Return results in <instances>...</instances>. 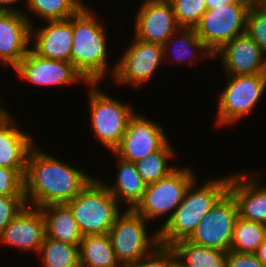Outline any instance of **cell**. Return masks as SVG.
<instances>
[{
	"label": "cell",
	"instance_id": "1",
	"mask_svg": "<svg viewBox=\"0 0 266 267\" xmlns=\"http://www.w3.org/2000/svg\"><path fill=\"white\" fill-rule=\"evenodd\" d=\"M94 178L85 170L62 162L34 145L28 155L24 195L28 206L66 204Z\"/></svg>",
	"mask_w": 266,
	"mask_h": 267
},
{
	"label": "cell",
	"instance_id": "2",
	"mask_svg": "<svg viewBox=\"0 0 266 267\" xmlns=\"http://www.w3.org/2000/svg\"><path fill=\"white\" fill-rule=\"evenodd\" d=\"M97 15L84 5L71 16L73 45L70 62L87 83H100L110 74L107 30Z\"/></svg>",
	"mask_w": 266,
	"mask_h": 267
},
{
	"label": "cell",
	"instance_id": "3",
	"mask_svg": "<svg viewBox=\"0 0 266 267\" xmlns=\"http://www.w3.org/2000/svg\"><path fill=\"white\" fill-rule=\"evenodd\" d=\"M197 179L199 178L196 177L185 191L183 200L172 217L158 230L159 244L170 246L176 241L188 239L198 223L228 191L229 175L211 178L202 185Z\"/></svg>",
	"mask_w": 266,
	"mask_h": 267
},
{
	"label": "cell",
	"instance_id": "4",
	"mask_svg": "<svg viewBox=\"0 0 266 267\" xmlns=\"http://www.w3.org/2000/svg\"><path fill=\"white\" fill-rule=\"evenodd\" d=\"M95 177L97 176H94L73 200L66 203L83 236L108 234L122 211L104 181Z\"/></svg>",
	"mask_w": 266,
	"mask_h": 267
},
{
	"label": "cell",
	"instance_id": "5",
	"mask_svg": "<svg viewBox=\"0 0 266 267\" xmlns=\"http://www.w3.org/2000/svg\"><path fill=\"white\" fill-rule=\"evenodd\" d=\"M90 130L101 144L113 152L123 137L129 120L136 113L129 106L98 88L99 83H88ZM100 89V90H99Z\"/></svg>",
	"mask_w": 266,
	"mask_h": 267
},
{
	"label": "cell",
	"instance_id": "6",
	"mask_svg": "<svg viewBox=\"0 0 266 267\" xmlns=\"http://www.w3.org/2000/svg\"><path fill=\"white\" fill-rule=\"evenodd\" d=\"M224 89L218 95L217 126L234 125L255 110L266 92L264 73L226 75Z\"/></svg>",
	"mask_w": 266,
	"mask_h": 267
},
{
	"label": "cell",
	"instance_id": "7",
	"mask_svg": "<svg viewBox=\"0 0 266 267\" xmlns=\"http://www.w3.org/2000/svg\"><path fill=\"white\" fill-rule=\"evenodd\" d=\"M194 175L190 166H181L157 182L146 184L143 197L134 210L148 222L167 215L160 225L162 227L182 202L185 191L196 178Z\"/></svg>",
	"mask_w": 266,
	"mask_h": 267
},
{
	"label": "cell",
	"instance_id": "8",
	"mask_svg": "<svg viewBox=\"0 0 266 267\" xmlns=\"http://www.w3.org/2000/svg\"><path fill=\"white\" fill-rule=\"evenodd\" d=\"M147 224L149 222L134 209L123 210L116 217L108 235L123 267L137 262L159 245L158 230L152 236L148 235Z\"/></svg>",
	"mask_w": 266,
	"mask_h": 267
},
{
	"label": "cell",
	"instance_id": "9",
	"mask_svg": "<svg viewBox=\"0 0 266 267\" xmlns=\"http://www.w3.org/2000/svg\"><path fill=\"white\" fill-rule=\"evenodd\" d=\"M251 3H229L207 9L195 31L211 53L246 32V16Z\"/></svg>",
	"mask_w": 266,
	"mask_h": 267
},
{
	"label": "cell",
	"instance_id": "10",
	"mask_svg": "<svg viewBox=\"0 0 266 267\" xmlns=\"http://www.w3.org/2000/svg\"><path fill=\"white\" fill-rule=\"evenodd\" d=\"M130 45L124 49L118 61L112 67L111 78L115 84L139 87L147 84L165 61L162 45L148 43L134 36Z\"/></svg>",
	"mask_w": 266,
	"mask_h": 267
},
{
	"label": "cell",
	"instance_id": "11",
	"mask_svg": "<svg viewBox=\"0 0 266 267\" xmlns=\"http://www.w3.org/2000/svg\"><path fill=\"white\" fill-rule=\"evenodd\" d=\"M238 217L236 201L227 191L198 223L187 240L200 246L230 251Z\"/></svg>",
	"mask_w": 266,
	"mask_h": 267
},
{
	"label": "cell",
	"instance_id": "12",
	"mask_svg": "<svg viewBox=\"0 0 266 267\" xmlns=\"http://www.w3.org/2000/svg\"><path fill=\"white\" fill-rule=\"evenodd\" d=\"M163 126L144 115L134 114L113 155L128 162H137L158 151L168 140Z\"/></svg>",
	"mask_w": 266,
	"mask_h": 267
},
{
	"label": "cell",
	"instance_id": "13",
	"mask_svg": "<svg viewBox=\"0 0 266 267\" xmlns=\"http://www.w3.org/2000/svg\"><path fill=\"white\" fill-rule=\"evenodd\" d=\"M14 70L23 81L37 86L88 84L71 62L38 56L31 49Z\"/></svg>",
	"mask_w": 266,
	"mask_h": 267
},
{
	"label": "cell",
	"instance_id": "14",
	"mask_svg": "<svg viewBox=\"0 0 266 267\" xmlns=\"http://www.w3.org/2000/svg\"><path fill=\"white\" fill-rule=\"evenodd\" d=\"M134 36L163 45L181 27L168 0H143L135 14Z\"/></svg>",
	"mask_w": 266,
	"mask_h": 267
},
{
	"label": "cell",
	"instance_id": "15",
	"mask_svg": "<svg viewBox=\"0 0 266 267\" xmlns=\"http://www.w3.org/2000/svg\"><path fill=\"white\" fill-rule=\"evenodd\" d=\"M264 176L263 173H254V170L230 174L228 191L236 201L240 218L266 225V184L262 181Z\"/></svg>",
	"mask_w": 266,
	"mask_h": 267
},
{
	"label": "cell",
	"instance_id": "16",
	"mask_svg": "<svg viewBox=\"0 0 266 267\" xmlns=\"http://www.w3.org/2000/svg\"><path fill=\"white\" fill-rule=\"evenodd\" d=\"M46 236L45 219L40 208H25L0 233V245L38 255Z\"/></svg>",
	"mask_w": 266,
	"mask_h": 267
},
{
	"label": "cell",
	"instance_id": "17",
	"mask_svg": "<svg viewBox=\"0 0 266 267\" xmlns=\"http://www.w3.org/2000/svg\"><path fill=\"white\" fill-rule=\"evenodd\" d=\"M213 56H219L226 75L264 73L265 54L246 32L223 45Z\"/></svg>",
	"mask_w": 266,
	"mask_h": 267
},
{
	"label": "cell",
	"instance_id": "18",
	"mask_svg": "<svg viewBox=\"0 0 266 267\" xmlns=\"http://www.w3.org/2000/svg\"><path fill=\"white\" fill-rule=\"evenodd\" d=\"M31 25L22 12L0 14V64L13 67L20 63L30 50Z\"/></svg>",
	"mask_w": 266,
	"mask_h": 267
},
{
	"label": "cell",
	"instance_id": "19",
	"mask_svg": "<svg viewBox=\"0 0 266 267\" xmlns=\"http://www.w3.org/2000/svg\"><path fill=\"white\" fill-rule=\"evenodd\" d=\"M35 27L31 26L30 45L33 47L30 49L38 56L70 62L73 45L71 17L46 21L43 26Z\"/></svg>",
	"mask_w": 266,
	"mask_h": 267
},
{
	"label": "cell",
	"instance_id": "20",
	"mask_svg": "<svg viewBox=\"0 0 266 267\" xmlns=\"http://www.w3.org/2000/svg\"><path fill=\"white\" fill-rule=\"evenodd\" d=\"M8 111L0 116V166L15 169L24 177L29 152L36 144Z\"/></svg>",
	"mask_w": 266,
	"mask_h": 267
},
{
	"label": "cell",
	"instance_id": "21",
	"mask_svg": "<svg viewBox=\"0 0 266 267\" xmlns=\"http://www.w3.org/2000/svg\"><path fill=\"white\" fill-rule=\"evenodd\" d=\"M45 219L46 236L72 245H79L83 235L66 204H49L42 206Z\"/></svg>",
	"mask_w": 266,
	"mask_h": 267
},
{
	"label": "cell",
	"instance_id": "22",
	"mask_svg": "<svg viewBox=\"0 0 266 267\" xmlns=\"http://www.w3.org/2000/svg\"><path fill=\"white\" fill-rule=\"evenodd\" d=\"M117 175L113 185L105 186L112 196L119 202H125L126 209H134L141 201L146 184L137 172L135 163L122 160L118 157ZM122 200V201H121Z\"/></svg>",
	"mask_w": 266,
	"mask_h": 267
},
{
	"label": "cell",
	"instance_id": "23",
	"mask_svg": "<svg viewBox=\"0 0 266 267\" xmlns=\"http://www.w3.org/2000/svg\"><path fill=\"white\" fill-rule=\"evenodd\" d=\"M162 49H163V58H167L168 60L167 56L169 51L171 50V52H173L174 54L172 56L175 57L174 58L175 61L177 62L187 61L188 68L189 67L191 68L194 64L195 65L198 64L197 59L198 57L202 56L200 54H203V56L199 58V61L200 60L202 61V59L204 61V59L206 60L209 58L210 59L214 58L213 53L210 52V50L206 47L204 42L199 38L194 28H180L162 45ZM197 54L200 56H198ZM186 58L187 60H185Z\"/></svg>",
	"mask_w": 266,
	"mask_h": 267
},
{
	"label": "cell",
	"instance_id": "24",
	"mask_svg": "<svg viewBox=\"0 0 266 267\" xmlns=\"http://www.w3.org/2000/svg\"><path fill=\"white\" fill-rule=\"evenodd\" d=\"M181 267H225L228 251L200 246L187 239L170 245Z\"/></svg>",
	"mask_w": 266,
	"mask_h": 267
},
{
	"label": "cell",
	"instance_id": "25",
	"mask_svg": "<svg viewBox=\"0 0 266 267\" xmlns=\"http://www.w3.org/2000/svg\"><path fill=\"white\" fill-rule=\"evenodd\" d=\"M80 267H123L108 234L84 235L79 244Z\"/></svg>",
	"mask_w": 266,
	"mask_h": 267
},
{
	"label": "cell",
	"instance_id": "26",
	"mask_svg": "<svg viewBox=\"0 0 266 267\" xmlns=\"http://www.w3.org/2000/svg\"><path fill=\"white\" fill-rule=\"evenodd\" d=\"M172 143L168 140L158 151L135 162L137 172L145 184L157 182L167 176L177 166L170 165L171 159L176 157Z\"/></svg>",
	"mask_w": 266,
	"mask_h": 267
},
{
	"label": "cell",
	"instance_id": "27",
	"mask_svg": "<svg viewBox=\"0 0 266 267\" xmlns=\"http://www.w3.org/2000/svg\"><path fill=\"white\" fill-rule=\"evenodd\" d=\"M81 1L83 0H26L27 11L24 10L23 13L31 26L34 23L30 19V14H26L29 11L45 22L65 20L75 15L85 5Z\"/></svg>",
	"mask_w": 266,
	"mask_h": 267
},
{
	"label": "cell",
	"instance_id": "28",
	"mask_svg": "<svg viewBox=\"0 0 266 267\" xmlns=\"http://www.w3.org/2000/svg\"><path fill=\"white\" fill-rule=\"evenodd\" d=\"M38 258L43 267H80L79 245L59 242L45 236Z\"/></svg>",
	"mask_w": 266,
	"mask_h": 267
},
{
	"label": "cell",
	"instance_id": "29",
	"mask_svg": "<svg viewBox=\"0 0 266 267\" xmlns=\"http://www.w3.org/2000/svg\"><path fill=\"white\" fill-rule=\"evenodd\" d=\"M266 239V225L237 218L230 251L254 254Z\"/></svg>",
	"mask_w": 266,
	"mask_h": 267
},
{
	"label": "cell",
	"instance_id": "30",
	"mask_svg": "<svg viewBox=\"0 0 266 267\" xmlns=\"http://www.w3.org/2000/svg\"><path fill=\"white\" fill-rule=\"evenodd\" d=\"M181 28H195L207 10L205 0H168Z\"/></svg>",
	"mask_w": 266,
	"mask_h": 267
},
{
	"label": "cell",
	"instance_id": "31",
	"mask_svg": "<svg viewBox=\"0 0 266 267\" xmlns=\"http://www.w3.org/2000/svg\"><path fill=\"white\" fill-rule=\"evenodd\" d=\"M246 33L260 46L266 55V8L251 4L246 16Z\"/></svg>",
	"mask_w": 266,
	"mask_h": 267
},
{
	"label": "cell",
	"instance_id": "32",
	"mask_svg": "<svg viewBox=\"0 0 266 267\" xmlns=\"http://www.w3.org/2000/svg\"><path fill=\"white\" fill-rule=\"evenodd\" d=\"M176 263L170 246L159 244L150 253L128 267H172Z\"/></svg>",
	"mask_w": 266,
	"mask_h": 267
},
{
	"label": "cell",
	"instance_id": "33",
	"mask_svg": "<svg viewBox=\"0 0 266 267\" xmlns=\"http://www.w3.org/2000/svg\"><path fill=\"white\" fill-rule=\"evenodd\" d=\"M25 196L24 177L15 169L0 166V197Z\"/></svg>",
	"mask_w": 266,
	"mask_h": 267
},
{
	"label": "cell",
	"instance_id": "34",
	"mask_svg": "<svg viewBox=\"0 0 266 267\" xmlns=\"http://www.w3.org/2000/svg\"><path fill=\"white\" fill-rule=\"evenodd\" d=\"M27 205L25 196L0 197V233Z\"/></svg>",
	"mask_w": 266,
	"mask_h": 267
},
{
	"label": "cell",
	"instance_id": "35",
	"mask_svg": "<svg viewBox=\"0 0 266 267\" xmlns=\"http://www.w3.org/2000/svg\"><path fill=\"white\" fill-rule=\"evenodd\" d=\"M225 267H265L252 253L228 251Z\"/></svg>",
	"mask_w": 266,
	"mask_h": 267
},
{
	"label": "cell",
	"instance_id": "36",
	"mask_svg": "<svg viewBox=\"0 0 266 267\" xmlns=\"http://www.w3.org/2000/svg\"><path fill=\"white\" fill-rule=\"evenodd\" d=\"M22 0H0V9L3 12H19L22 13L24 10L16 8L17 3H20ZM26 1V0H23ZM15 5V6H13Z\"/></svg>",
	"mask_w": 266,
	"mask_h": 267
},
{
	"label": "cell",
	"instance_id": "37",
	"mask_svg": "<svg viewBox=\"0 0 266 267\" xmlns=\"http://www.w3.org/2000/svg\"><path fill=\"white\" fill-rule=\"evenodd\" d=\"M207 9L217 8L229 3H251L250 0H205Z\"/></svg>",
	"mask_w": 266,
	"mask_h": 267
},
{
	"label": "cell",
	"instance_id": "38",
	"mask_svg": "<svg viewBox=\"0 0 266 267\" xmlns=\"http://www.w3.org/2000/svg\"><path fill=\"white\" fill-rule=\"evenodd\" d=\"M254 254L263 263V265L266 267V239L257 248V250Z\"/></svg>",
	"mask_w": 266,
	"mask_h": 267
},
{
	"label": "cell",
	"instance_id": "39",
	"mask_svg": "<svg viewBox=\"0 0 266 267\" xmlns=\"http://www.w3.org/2000/svg\"><path fill=\"white\" fill-rule=\"evenodd\" d=\"M6 108H7V107H6L5 105H3V103H2V99H1V97H0V116H2V115L7 111Z\"/></svg>",
	"mask_w": 266,
	"mask_h": 267
},
{
	"label": "cell",
	"instance_id": "40",
	"mask_svg": "<svg viewBox=\"0 0 266 267\" xmlns=\"http://www.w3.org/2000/svg\"><path fill=\"white\" fill-rule=\"evenodd\" d=\"M265 0H250L251 4H262Z\"/></svg>",
	"mask_w": 266,
	"mask_h": 267
},
{
	"label": "cell",
	"instance_id": "41",
	"mask_svg": "<svg viewBox=\"0 0 266 267\" xmlns=\"http://www.w3.org/2000/svg\"><path fill=\"white\" fill-rule=\"evenodd\" d=\"M264 75L266 76V56H265V65H264Z\"/></svg>",
	"mask_w": 266,
	"mask_h": 267
},
{
	"label": "cell",
	"instance_id": "42",
	"mask_svg": "<svg viewBox=\"0 0 266 267\" xmlns=\"http://www.w3.org/2000/svg\"><path fill=\"white\" fill-rule=\"evenodd\" d=\"M172 267H181L177 262Z\"/></svg>",
	"mask_w": 266,
	"mask_h": 267
},
{
	"label": "cell",
	"instance_id": "43",
	"mask_svg": "<svg viewBox=\"0 0 266 267\" xmlns=\"http://www.w3.org/2000/svg\"><path fill=\"white\" fill-rule=\"evenodd\" d=\"M261 5L266 8V0Z\"/></svg>",
	"mask_w": 266,
	"mask_h": 267
}]
</instances>
